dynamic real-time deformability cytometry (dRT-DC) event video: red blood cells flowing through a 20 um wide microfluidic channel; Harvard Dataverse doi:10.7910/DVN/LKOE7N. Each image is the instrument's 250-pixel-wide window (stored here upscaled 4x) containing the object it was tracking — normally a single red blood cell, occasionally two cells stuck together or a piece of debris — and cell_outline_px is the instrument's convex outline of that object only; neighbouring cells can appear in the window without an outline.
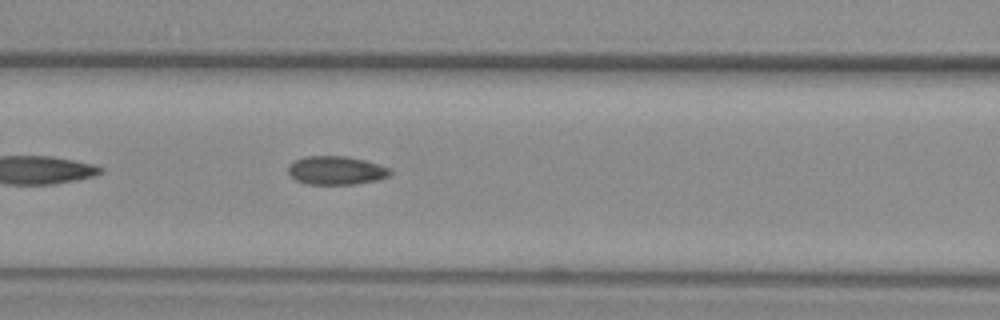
{"species": "common noctule bat (a hibernating species)", "species_latin": "Nyctalus noctula", "temperature_condition": "warm", "stored_images_in_passage": 38, "camera_frame_rate_fps": 3000, "um_per_image_px": 0.085, "animal": {"sex": "female", "body_mass_g": 29.2, "forearm_length_mm": 56.3}, "frame": {"image": 1, "passage_image": 8, "time_ms": 2.333, "image_size_px": [1000, 320], "cell_outline_px": [[392, 172], [388, 176], [376, 180], [356, 184], [304, 184], [296, 180], [288, 172], [288, 168], [296, 160], [304, 156], [344, 156], [364, 160], [392, 168]], "centroid_in_image_um": [28.59, 14.49], "position_along_channel_um": 138.0, "area_um2": 16.88}}
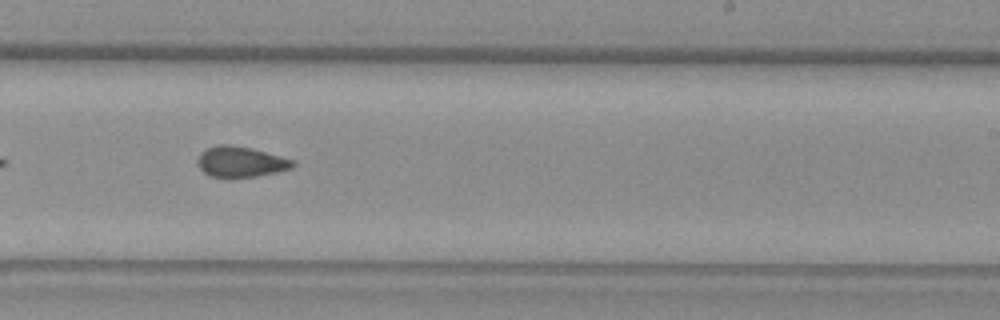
{"frame": {"image": 2, "passage_image": 18, "time_ms": 5.667, "image_size_px": [1000, 320], "cell_outline_px": [[296, 164], [292, 168], [276, 172], [256, 176], [228, 180], [212, 176], [204, 172], [196, 164], [196, 160], [200, 152], [216, 144], [228, 144], [252, 148], [280, 156], [292, 160]], "centroid_in_image_um": [20.4, 13.77], "position_along_channel_um": 268.6, "area_um2": 17.4}}
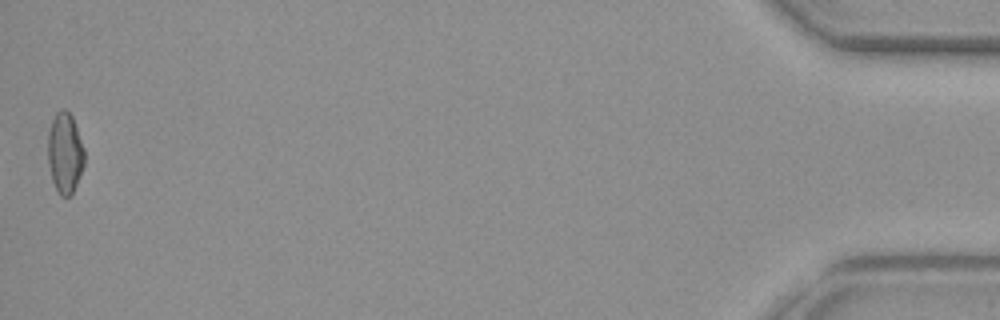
{"frame": {"image": 3, "passage_image": 38, "time_ms": 12.333, "image_size_px": [1000, 320], "cell_outline_px": [[84, 164], [76, 184], [72, 192], [68, 196], [60, 196], [52, 180], [48, 164], [48, 132], [52, 120], [56, 112], [64, 108], [72, 116], [84, 148]], "centroid_in_image_um": [5.51, 12.98], "position_along_channel_um": 429.7, "area_um2": 16.99}, "authors_computed_cell_mechanics": {"area_um2": 16.9643, "velocity_mm_per_s": 3.9311, "shape_relaxation_time_tau1_ms": null, "shape_relaxation_time_tau2_ms": 1.8378, "deformation_change_tau1": null, "deformation_change_tau2": 0.0648}}